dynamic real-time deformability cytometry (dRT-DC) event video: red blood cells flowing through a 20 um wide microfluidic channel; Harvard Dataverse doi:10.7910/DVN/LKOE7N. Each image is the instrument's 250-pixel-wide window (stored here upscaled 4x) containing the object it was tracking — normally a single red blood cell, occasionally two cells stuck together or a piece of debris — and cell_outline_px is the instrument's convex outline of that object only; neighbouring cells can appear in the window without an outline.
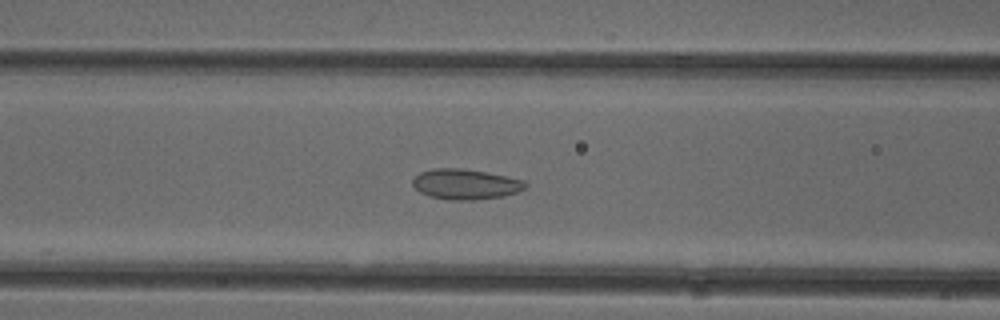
{"species": "common noctule bat (a hibernating species)", "species_latin": "Nyctalus noctula", "temperature_condition": "cold", "stored_images_in_passage": 51, "camera_frame_rate_fps": 3000, "um_per_image_px": 0.085, "animal": {"sex": "female"}, "frame": {"image": 1, "passage_image": 20, "time_ms": 6.333, "image_size_px": [1000, 320], "cell_outline_px": [[528, 188], [504, 196], [472, 200], [448, 200], [428, 196], [420, 192], [412, 184], [412, 180], [420, 172], [432, 168], [464, 168], [488, 172], [524, 180], [528, 184]], "centroid_in_image_um": [39.58, 15.65], "position_along_channel_um": 127.0, "area_um2": 20.17}}
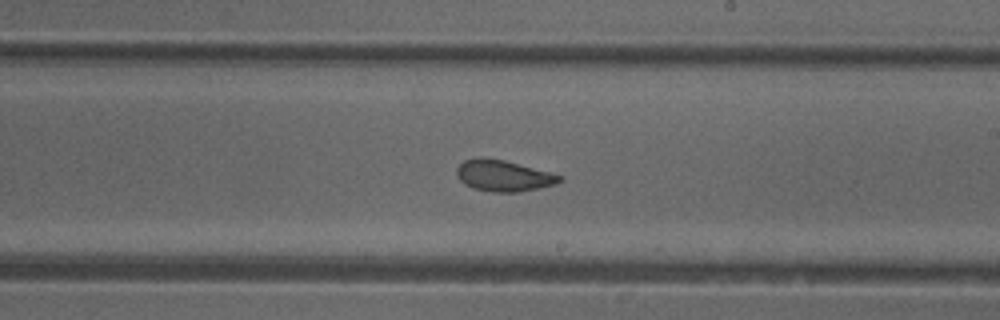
{"frame": {"image": 2, "passage_image": 29, "time_ms": 9.333, "image_size_px": [1000, 320], "cell_outline_px": [[564, 180], [556, 184], [540, 188], [516, 192], [492, 192], [472, 188], [464, 184], [456, 176], [456, 168], [464, 160], [480, 156], [484, 156], [504, 160], [564, 176]], "centroid_in_image_um": [42.78, 14.93], "position_along_channel_um": 246.2, "area_um2": 18.96}}
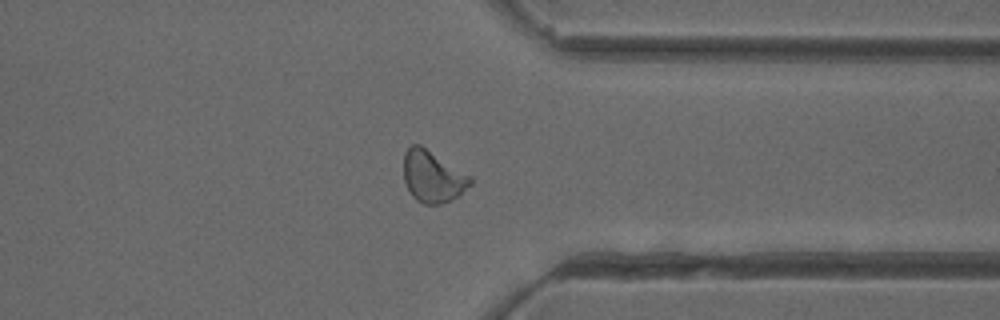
{"frame": {"image": 3, "passage_image": 39, "time_ms": 12.667, "image_size_px": [1000, 320], "cell_outline_px": [[472, 184], [460, 196], [440, 204], [424, 204], [416, 200], [412, 196], [404, 180], [404, 152], [412, 144], [420, 144], [472, 176]], "centroid_in_image_um": [36.8, 15.01], "position_along_channel_um": 374.6, "area_um2": 20.23}, "authors_computed_cell_mechanics": {"area_um2": 20.1144, "velocity_mm_per_s": 3.9746, "shape_relaxation_time_tau1_ms": null, "shape_relaxation_time_tau2_ms": 1.6976, "deformation_change_tau1": null, "deformation_change_tau2": 0.0822}}